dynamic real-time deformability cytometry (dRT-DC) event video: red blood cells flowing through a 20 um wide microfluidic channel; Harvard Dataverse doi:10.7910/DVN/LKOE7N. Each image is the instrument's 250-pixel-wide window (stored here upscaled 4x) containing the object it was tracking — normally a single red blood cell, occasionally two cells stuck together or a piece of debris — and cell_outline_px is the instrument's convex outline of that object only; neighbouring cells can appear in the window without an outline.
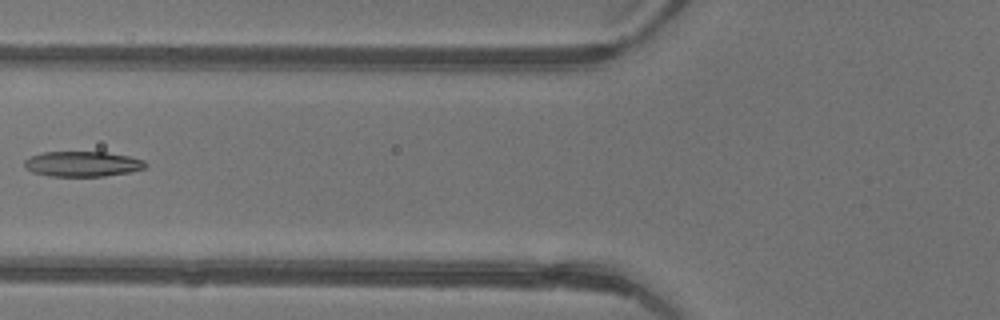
{"species": "common noctule bat (a hibernating species)", "species_latin": "Nyctalus noctula", "temperature_condition": "warm", "stored_images_in_passage": 2, "camera_frame_rate_fps": 3000, "um_per_image_px": 0.085, "animal": {"sex": "female"}, "frame": {"image": 1, "passage_image": 2, "time_ms": 0.333, "image_size_px": [1000, 320], "cell_outline_px": [[148, 164], [144, 168], [132, 172], [104, 176], [52, 176], [32, 172], [24, 164], [24, 160], [32, 156], [44, 152], [104, 152], [128, 156], [144, 160]], "centroid_in_image_um": [7.05, 13.94], "position_along_channel_um": 118.8, "area_um2": 17.69}}